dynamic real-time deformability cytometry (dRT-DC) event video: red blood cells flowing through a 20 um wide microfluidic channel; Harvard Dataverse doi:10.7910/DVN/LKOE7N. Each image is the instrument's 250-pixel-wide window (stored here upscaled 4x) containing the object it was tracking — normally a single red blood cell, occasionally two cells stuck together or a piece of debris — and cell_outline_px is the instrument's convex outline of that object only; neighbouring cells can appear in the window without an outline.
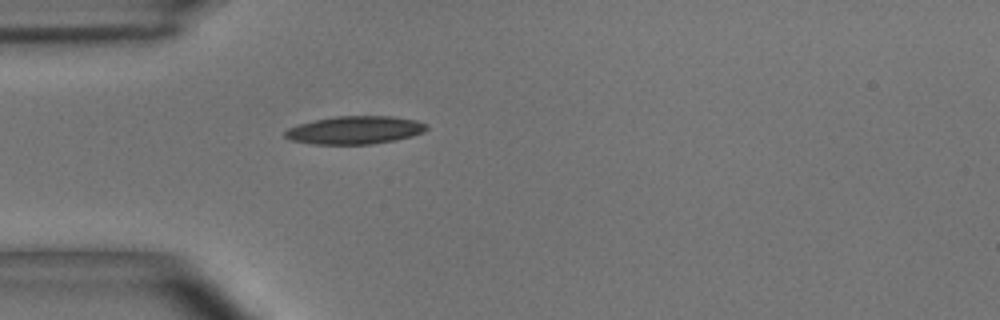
{"species": "common noctule bat (a hibernating species)", "species_latin": "Nyctalus noctula", "temperature_condition": "room temperature", "stored_images_in_passage": 40, "camera_frame_rate_fps": 3000, "um_per_image_px": 0.085, "animal": {"sex": "male", "body_mass_g": 15.6}, "frame": {"image": 1, "passage_image": 1, "time_ms": 0.0, "image_size_px": [1000, 320], "cell_outline_px": [[428, 128], [424, 132], [412, 136], [396, 140], [372, 144], [316, 144], [292, 140], [284, 136], [284, 132], [288, 128], [300, 124], [316, 120], [336, 116], [392, 116], [416, 120], [424, 124]], "centroid_in_image_um": [30.19, 11.06], "position_along_channel_um": 54.8, "area_um2": 22.89}}
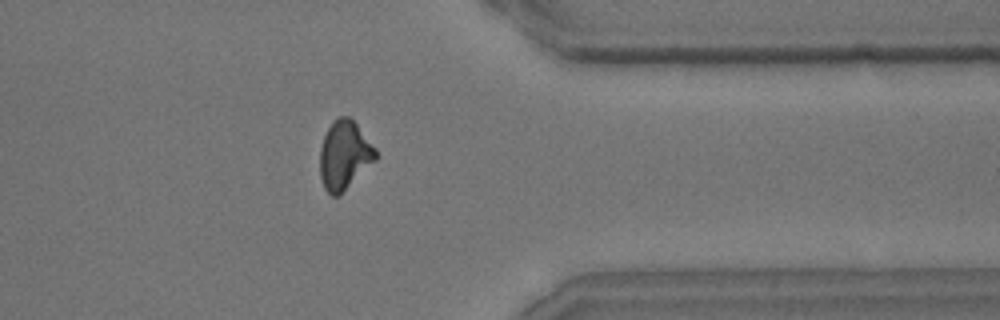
{"frame": {"image": 2, "passage_image": 29, "time_ms": 9.333, "image_size_px": [1000, 320], "cell_outline_px": [[380, 156], [340, 196], [332, 196], [324, 188], [320, 176], [320, 148], [324, 136], [332, 120], [340, 116], [348, 116], [356, 124], [376, 148]], "centroid_in_image_um": [29.29, 13.21], "position_along_channel_um": 382.1, "area_um2": 22.54}}
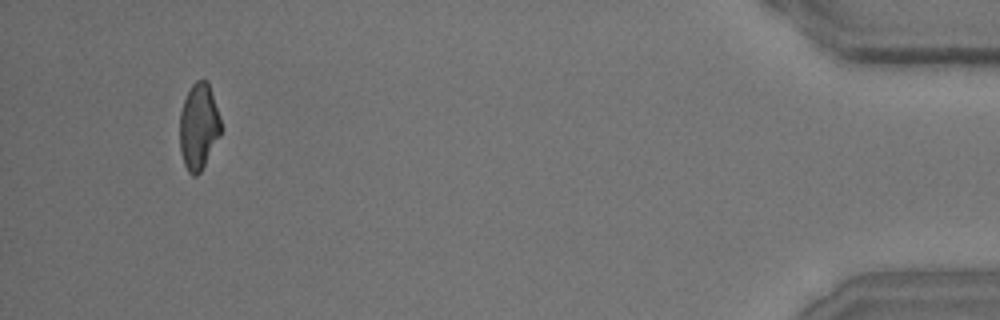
{"frame": {"image": 3, "passage_image": 37, "time_ms": 12.0, "image_size_px": [1000, 320], "cell_outline_px": [[220, 136], [200, 172], [196, 176], [192, 176], [188, 172], [184, 164], [180, 152], [180, 112], [184, 100], [192, 84], [196, 80], [208, 80], [220, 120]], "centroid_in_image_um": [16.87, 10.76], "position_along_channel_um": 418.3, "area_um2": 20.46}, "authors_computed_cell_mechanics": {"area_um2": 22.1085, "velocity_mm_per_s": 3.6749, "shape_relaxation_time_tau1_ms": 6.3324, "shape_relaxation_time_tau2_ms": 2.5508, "deformation_change_tau1": 0.1828, "deformation_change_tau2": 0.0967}}